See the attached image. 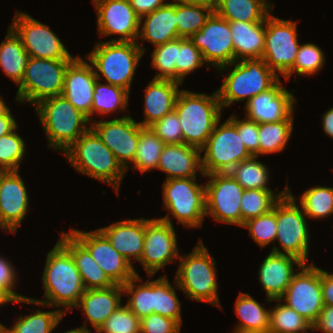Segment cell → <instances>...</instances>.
<instances>
[{
	"label": "cell",
	"mask_w": 333,
	"mask_h": 333,
	"mask_svg": "<svg viewBox=\"0 0 333 333\" xmlns=\"http://www.w3.org/2000/svg\"><path fill=\"white\" fill-rule=\"evenodd\" d=\"M42 282L44 300L26 297L12 302L64 307L71 311L86 290L73 257L59 241L47 254Z\"/></svg>",
	"instance_id": "1"
},
{
	"label": "cell",
	"mask_w": 333,
	"mask_h": 333,
	"mask_svg": "<svg viewBox=\"0 0 333 333\" xmlns=\"http://www.w3.org/2000/svg\"><path fill=\"white\" fill-rule=\"evenodd\" d=\"M63 153L75 170L103 181L119 192L126 170L91 128Z\"/></svg>",
	"instance_id": "2"
},
{
	"label": "cell",
	"mask_w": 333,
	"mask_h": 333,
	"mask_svg": "<svg viewBox=\"0 0 333 333\" xmlns=\"http://www.w3.org/2000/svg\"><path fill=\"white\" fill-rule=\"evenodd\" d=\"M217 90L211 96L181 90L175 103V111L183 132V143L202 149L216 123L221 119Z\"/></svg>",
	"instance_id": "3"
},
{
	"label": "cell",
	"mask_w": 333,
	"mask_h": 333,
	"mask_svg": "<svg viewBox=\"0 0 333 333\" xmlns=\"http://www.w3.org/2000/svg\"><path fill=\"white\" fill-rule=\"evenodd\" d=\"M35 110L48 138L49 148L56 151L60 149L64 152L91 128L87 127L90 122L88 117L63 95L40 101Z\"/></svg>",
	"instance_id": "4"
},
{
	"label": "cell",
	"mask_w": 333,
	"mask_h": 333,
	"mask_svg": "<svg viewBox=\"0 0 333 333\" xmlns=\"http://www.w3.org/2000/svg\"><path fill=\"white\" fill-rule=\"evenodd\" d=\"M145 50L139 42L106 41L95 44L85 57L98 80L103 75L107 83L130 93L133 76Z\"/></svg>",
	"instance_id": "5"
},
{
	"label": "cell",
	"mask_w": 333,
	"mask_h": 333,
	"mask_svg": "<svg viewBox=\"0 0 333 333\" xmlns=\"http://www.w3.org/2000/svg\"><path fill=\"white\" fill-rule=\"evenodd\" d=\"M223 79V84L217 89L220 105L230 107L232 103L245 101L272 88L280 76L275 73L265 61L260 59H243L222 66L216 70L226 71V67L232 68Z\"/></svg>",
	"instance_id": "6"
},
{
	"label": "cell",
	"mask_w": 333,
	"mask_h": 333,
	"mask_svg": "<svg viewBox=\"0 0 333 333\" xmlns=\"http://www.w3.org/2000/svg\"><path fill=\"white\" fill-rule=\"evenodd\" d=\"M208 252L199 240L191 253L180 254L174 282L190 300L219 306L216 261Z\"/></svg>",
	"instance_id": "7"
},
{
	"label": "cell",
	"mask_w": 333,
	"mask_h": 333,
	"mask_svg": "<svg viewBox=\"0 0 333 333\" xmlns=\"http://www.w3.org/2000/svg\"><path fill=\"white\" fill-rule=\"evenodd\" d=\"M73 60L29 57L16 100L36 105L46 98L62 95L65 71Z\"/></svg>",
	"instance_id": "8"
},
{
	"label": "cell",
	"mask_w": 333,
	"mask_h": 333,
	"mask_svg": "<svg viewBox=\"0 0 333 333\" xmlns=\"http://www.w3.org/2000/svg\"><path fill=\"white\" fill-rule=\"evenodd\" d=\"M290 188L287 185V192L276 202V240L284 252H281L275 244L273 253L286 254L297 257L307 264L309 249V228L306 222V215L302 207L299 209Z\"/></svg>",
	"instance_id": "9"
},
{
	"label": "cell",
	"mask_w": 333,
	"mask_h": 333,
	"mask_svg": "<svg viewBox=\"0 0 333 333\" xmlns=\"http://www.w3.org/2000/svg\"><path fill=\"white\" fill-rule=\"evenodd\" d=\"M219 122L220 120L201 149V153L205 152L204 156H201L204 175L229 172L239 162L252 157L242 142L236 126L229 119L220 126Z\"/></svg>",
	"instance_id": "10"
},
{
	"label": "cell",
	"mask_w": 333,
	"mask_h": 333,
	"mask_svg": "<svg viewBox=\"0 0 333 333\" xmlns=\"http://www.w3.org/2000/svg\"><path fill=\"white\" fill-rule=\"evenodd\" d=\"M196 177L165 180L164 207L187 228L203 225L206 216L205 184L198 185Z\"/></svg>",
	"instance_id": "11"
},
{
	"label": "cell",
	"mask_w": 333,
	"mask_h": 333,
	"mask_svg": "<svg viewBox=\"0 0 333 333\" xmlns=\"http://www.w3.org/2000/svg\"><path fill=\"white\" fill-rule=\"evenodd\" d=\"M170 214L157 219H145V238L140 263L148 276H155L156 272L179 259L177 235L170 220Z\"/></svg>",
	"instance_id": "12"
},
{
	"label": "cell",
	"mask_w": 333,
	"mask_h": 333,
	"mask_svg": "<svg viewBox=\"0 0 333 333\" xmlns=\"http://www.w3.org/2000/svg\"><path fill=\"white\" fill-rule=\"evenodd\" d=\"M205 183L206 216L241 227V198L244 189L229 172L211 173Z\"/></svg>",
	"instance_id": "13"
},
{
	"label": "cell",
	"mask_w": 333,
	"mask_h": 333,
	"mask_svg": "<svg viewBox=\"0 0 333 333\" xmlns=\"http://www.w3.org/2000/svg\"><path fill=\"white\" fill-rule=\"evenodd\" d=\"M296 23L273 15L266 18L265 48L262 59L275 73L285 75L294 65L300 48Z\"/></svg>",
	"instance_id": "14"
},
{
	"label": "cell",
	"mask_w": 333,
	"mask_h": 333,
	"mask_svg": "<svg viewBox=\"0 0 333 333\" xmlns=\"http://www.w3.org/2000/svg\"><path fill=\"white\" fill-rule=\"evenodd\" d=\"M280 299H284L286 301L284 304L294 309L313 325L324 307L321 269L316 267L314 263L309 266L304 264L293 276L292 281Z\"/></svg>",
	"instance_id": "15"
},
{
	"label": "cell",
	"mask_w": 333,
	"mask_h": 333,
	"mask_svg": "<svg viewBox=\"0 0 333 333\" xmlns=\"http://www.w3.org/2000/svg\"><path fill=\"white\" fill-rule=\"evenodd\" d=\"M9 27L20 38L29 57L44 59H75L62 41L49 28L25 12H17Z\"/></svg>",
	"instance_id": "16"
},
{
	"label": "cell",
	"mask_w": 333,
	"mask_h": 333,
	"mask_svg": "<svg viewBox=\"0 0 333 333\" xmlns=\"http://www.w3.org/2000/svg\"><path fill=\"white\" fill-rule=\"evenodd\" d=\"M202 53L204 62L215 69L234 62V46L229 21L211 14L200 31L189 38Z\"/></svg>",
	"instance_id": "17"
},
{
	"label": "cell",
	"mask_w": 333,
	"mask_h": 333,
	"mask_svg": "<svg viewBox=\"0 0 333 333\" xmlns=\"http://www.w3.org/2000/svg\"><path fill=\"white\" fill-rule=\"evenodd\" d=\"M70 233L89 251L94 261L115 284L124 285L135 275H139L99 229L90 232L70 229Z\"/></svg>",
	"instance_id": "18"
},
{
	"label": "cell",
	"mask_w": 333,
	"mask_h": 333,
	"mask_svg": "<svg viewBox=\"0 0 333 333\" xmlns=\"http://www.w3.org/2000/svg\"><path fill=\"white\" fill-rule=\"evenodd\" d=\"M91 129L113 152L122 167L128 170V163L133 162L136 154L140 124L135 122L130 115L122 116L108 121H93Z\"/></svg>",
	"instance_id": "19"
},
{
	"label": "cell",
	"mask_w": 333,
	"mask_h": 333,
	"mask_svg": "<svg viewBox=\"0 0 333 333\" xmlns=\"http://www.w3.org/2000/svg\"><path fill=\"white\" fill-rule=\"evenodd\" d=\"M97 10V27L100 36L120 35L109 41L137 42L140 18L129 0H93Z\"/></svg>",
	"instance_id": "20"
},
{
	"label": "cell",
	"mask_w": 333,
	"mask_h": 333,
	"mask_svg": "<svg viewBox=\"0 0 333 333\" xmlns=\"http://www.w3.org/2000/svg\"><path fill=\"white\" fill-rule=\"evenodd\" d=\"M28 207L29 197L19 171H0V228L15 234Z\"/></svg>",
	"instance_id": "21"
},
{
	"label": "cell",
	"mask_w": 333,
	"mask_h": 333,
	"mask_svg": "<svg viewBox=\"0 0 333 333\" xmlns=\"http://www.w3.org/2000/svg\"><path fill=\"white\" fill-rule=\"evenodd\" d=\"M284 88L280 80L269 90L245 103L246 118L258 124L293 120L296 98Z\"/></svg>",
	"instance_id": "22"
},
{
	"label": "cell",
	"mask_w": 333,
	"mask_h": 333,
	"mask_svg": "<svg viewBox=\"0 0 333 333\" xmlns=\"http://www.w3.org/2000/svg\"><path fill=\"white\" fill-rule=\"evenodd\" d=\"M97 77L90 63L77 56L67 67L62 95L91 121V106Z\"/></svg>",
	"instance_id": "23"
},
{
	"label": "cell",
	"mask_w": 333,
	"mask_h": 333,
	"mask_svg": "<svg viewBox=\"0 0 333 333\" xmlns=\"http://www.w3.org/2000/svg\"><path fill=\"white\" fill-rule=\"evenodd\" d=\"M305 263L297 257L286 254L269 253L263 260L259 271V281L267 294V301L280 299L297 273L294 265L300 269Z\"/></svg>",
	"instance_id": "24"
},
{
	"label": "cell",
	"mask_w": 333,
	"mask_h": 333,
	"mask_svg": "<svg viewBox=\"0 0 333 333\" xmlns=\"http://www.w3.org/2000/svg\"><path fill=\"white\" fill-rule=\"evenodd\" d=\"M111 245L133 266V258L140 261L145 238V219H128L98 228Z\"/></svg>",
	"instance_id": "25"
},
{
	"label": "cell",
	"mask_w": 333,
	"mask_h": 333,
	"mask_svg": "<svg viewBox=\"0 0 333 333\" xmlns=\"http://www.w3.org/2000/svg\"><path fill=\"white\" fill-rule=\"evenodd\" d=\"M157 169L166 172V180L197 177L201 168V150L182 144H165L159 158Z\"/></svg>",
	"instance_id": "26"
},
{
	"label": "cell",
	"mask_w": 333,
	"mask_h": 333,
	"mask_svg": "<svg viewBox=\"0 0 333 333\" xmlns=\"http://www.w3.org/2000/svg\"><path fill=\"white\" fill-rule=\"evenodd\" d=\"M123 294V287L119 284L108 288L87 289L80 297L76 308L82 307L83 313L96 332L104 321L122 305Z\"/></svg>",
	"instance_id": "27"
},
{
	"label": "cell",
	"mask_w": 333,
	"mask_h": 333,
	"mask_svg": "<svg viewBox=\"0 0 333 333\" xmlns=\"http://www.w3.org/2000/svg\"><path fill=\"white\" fill-rule=\"evenodd\" d=\"M180 82L169 79H153L145 88V120L139 122L143 127H149L155 121L175 109Z\"/></svg>",
	"instance_id": "28"
},
{
	"label": "cell",
	"mask_w": 333,
	"mask_h": 333,
	"mask_svg": "<svg viewBox=\"0 0 333 333\" xmlns=\"http://www.w3.org/2000/svg\"><path fill=\"white\" fill-rule=\"evenodd\" d=\"M229 26L234 46V62L263 57L266 19L261 22L229 21Z\"/></svg>",
	"instance_id": "29"
},
{
	"label": "cell",
	"mask_w": 333,
	"mask_h": 333,
	"mask_svg": "<svg viewBox=\"0 0 333 333\" xmlns=\"http://www.w3.org/2000/svg\"><path fill=\"white\" fill-rule=\"evenodd\" d=\"M60 236L58 241L73 257L86 290L116 285L94 261L89 251L70 232L61 233Z\"/></svg>",
	"instance_id": "30"
},
{
	"label": "cell",
	"mask_w": 333,
	"mask_h": 333,
	"mask_svg": "<svg viewBox=\"0 0 333 333\" xmlns=\"http://www.w3.org/2000/svg\"><path fill=\"white\" fill-rule=\"evenodd\" d=\"M139 28L141 30L138 39L147 40L154 47L177 39L176 0L171 3L165 2L162 7L141 17Z\"/></svg>",
	"instance_id": "31"
},
{
	"label": "cell",
	"mask_w": 333,
	"mask_h": 333,
	"mask_svg": "<svg viewBox=\"0 0 333 333\" xmlns=\"http://www.w3.org/2000/svg\"><path fill=\"white\" fill-rule=\"evenodd\" d=\"M235 312L240 318L233 333H268L270 309H266L248 293L238 295Z\"/></svg>",
	"instance_id": "32"
},
{
	"label": "cell",
	"mask_w": 333,
	"mask_h": 333,
	"mask_svg": "<svg viewBox=\"0 0 333 333\" xmlns=\"http://www.w3.org/2000/svg\"><path fill=\"white\" fill-rule=\"evenodd\" d=\"M268 3V0H218L214 12L227 21L261 22L273 11Z\"/></svg>",
	"instance_id": "33"
},
{
	"label": "cell",
	"mask_w": 333,
	"mask_h": 333,
	"mask_svg": "<svg viewBox=\"0 0 333 333\" xmlns=\"http://www.w3.org/2000/svg\"><path fill=\"white\" fill-rule=\"evenodd\" d=\"M7 35L0 44V67L17 85L23 79L29 59L20 38L9 27Z\"/></svg>",
	"instance_id": "34"
},
{
	"label": "cell",
	"mask_w": 333,
	"mask_h": 333,
	"mask_svg": "<svg viewBox=\"0 0 333 333\" xmlns=\"http://www.w3.org/2000/svg\"><path fill=\"white\" fill-rule=\"evenodd\" d=\"M165 143L150 129L140 125L139 142L133 159L135 170L145 173L157 169Z\"/></svg>",
	"instance_id": "35"
},
{
	"label": "cell",
	"mask_w": 333,
	"mask_h": 333,
	"mask_svg": "<svg viewBox=\"0 0 333 333\" xmlns=\"http://www.w3.org/2000/svg\"><path fill=\"white\" fill-rule=\"evenodd\" d=\"M286 192L287 185L278 195L273 190L245 189L241 198V227L247 220L270 212Z\"/></svg>",
	"instance_id": "36"
},
{
	"label": "cell",
	"mask_w": 333,
	"mask_h": 333,
	"mask_svg": "<svg viewBox=\"0 0 333 333\" xmlns=\"http://www.w3.org/2000/svg\"><path fill=\"white\" fill-rule=\"evenodd\" d=\"M66 314L65 310H36L30 315L20 316L12 328L4 325L3 333H52Z\"/></svg>",
	"instance_id": "37"
},
{
	"label": "cell",
	"mask_w": 333,
	"mask_h": 333,
	"mask_svg": "<svg viewBox=\"0 0 333 333\" xmlns=\"http://www.w3.org/2000/svg\"><path fill=\"white\" fill-rule=\"evenodd\" d=\"M129 95L130 93L123 88L109 83L101 84L97 79L93 93L91 116L95 112L100 115H107L110 112H116V110L123 112L128 107Z\"/></svg>",
	"instance_id": "38"
},
{
	"label": "cell",
	"mask_w": 333,
	"mask_h": 333,
	"mask_svg": "<svg viewBox=\"0 0 333 333\" xmlns=\"http://www.w3.org/2000/svg\"><path fill=\"white\" fill-rule=\"evenodd\" d=\"M213 12L214 9L204 5L188 4L176 0L178 38H190L194 33L200 31Z\"/></svg>",
	"instance_id": "39"
},
{
	"label": "cell",
	"mask_w": 333,
	"mask_h": 333,
	"mask_svg": "<svg viewBox=\"0 0 333 333\" xmlns=\"http://www.w3.org/2000/svg\"><path fill=\"white\" fill-rule=\"evenodd\" d=\"M273 301H277V305L270 309L268 333H305L308 329L312 330V325L294 309L282 303L281 299Z\"/></svg>",
	"instance_id": "40"
},
{
	"label": "cell",
	"mask_w": 333,
	"mask_h": 333,
	"mask_svg": "<svg viewBox=\"0 0 333 333\" xmlns=\"http://www.w3.org/2000/svg\"><path fill=\"white\" fill-rule=\"evenodd\" d=\"M293 131V120L259 124V156L281 152Z\"/></svg>",
	"instance_id": "41"
},
{
	"label": "cell",
	"mask_w": 333,
	"mask_h": 333,
	"mask_svg": "<svg viewBox=\"0 0 333 333\" xmlns=\"http://www.w3.org/2000/svg\"><path fill=\"white\" fill-rule=\"evenodd\" d=\"M153 313L176 320L182 324L181 303L166 275L153 280Z\"/></svg>",
	"instance_id": "42"
},
{
	"label": "cell",
	"mask_w": 333,
	"mask_h": 333,
	"mask_svg": "<svg viewBox=\"0 0 333 333\" xmlns=\"http://www.w3.org/2000/svg\"><path fill=\"white\" fill-rule=\"evenodd\" d=\"M229 173L244 190H271L267 186L269 170L262 162L257 161V156L239 162Z\"/></svg>",
	"instance_id": "43"
},
{
	"label": "cell",
	"mask_w": 333,
	"mask_h": 333,
	"mask_svg": "<svg viewBox=\"0 0 333 333\" xmlns=\"http://www.w3.org/2000/svg\"><path fill=\"white\" fill-rule=\"evenodd\" d=\"M139 275H135L128 280L123 287V292L130 297L125 304L139 319L153 314V281L147 280L145 283ZM139 284H135V283Z\"/></svg>",
	"instance_id": "44"
},
{
	"label": "cell",
	"mask_w": 333,
	"mask_h": 333,
	"mask_svg": "<svg viewBox=\"0 0 333 333\" xmlns=\"http://www.w3.org/2000/svg\"><path fill=\"white\" fill-rule=\"evenodd\" d=\"M300 205L307 217H329L333 214V187L312 186L301 195Z\"/></svg>",
	"instance_id": "45"
},
{
	"label": "cell",
	"mask_w": 333,
	"mask_h": 333,
	"mask_svg": "<svg viewBox=\"0 0 333 333\" xmlns=\"http://www.w3.org/2000/svg\"><path fill=\"white\" fill-rule=\"evenodd\" d=\"M325 60L324 52L319 46L313 43L301 44L293 67L283 77L288 80L294 72L297 76L314 75L323 68Z\"/></svg>",
	"instance_id": "46"
},
{
	"label": "cell",
	"mask_w": 333,
	"mask_h": 333,
	"mask_svg": "<svg viewBox=\"0 0 333 333\" xmlns=\"http://www.w3.org/2000/svg\"><path fill=\"white\" fill-rule=\"evenodd\" d=\"M205 64L202 53L189 38H177L176 81L181 84L186 75Z\"/></svg>",
	"instance_id": "47"
},
{
	"label": "cell",
	"mask_w": 333,
	"mask_h": 333,
	"mask_svg": "<svg viewBox=\"0 0 333 333\" xmlns=\"http://www.w3.org/2000/svg\"><path fill=\"white\" fill-rule=\"evenodd\" d=\"M150 56L152 67L158 71L154 79L176 81L177 39L156 46Z\"/></svg>",
	"instance_id": "48"
},
{
	"label": "cell",
	"mask_w": 333,
	"mask_h": 333,
	"mask_svg": "<svg viewBox=\"0 0 333 333\" xmlns=\"http://www.w3.org/2000/svg\"><path fill=\"white\" fill-rule=\"evenodd\" d=\"M25 142L15 133L0 137V171H18L24 159Z\"/></svg>",
	"instance_id": "49"
},
{
	"label": "cell",
	"mask_w": 333,
	"mask_h": 333,
	"mask_svg": "<svg viewBox=\"0 0 333 333\" xmlns=\"http://www.w3.org/2000/svg\"><path fill=\"white\" fill-rule=\"evenodd\" d=\"M242 227L248 228L250 235L261 248L275 241L277 236L276 203L270 212L247 220Z\"/></svg>",
	"instance_id": "50"
},
{
	"label": "cell",
	"mask_w": 333,
	"mask_h": 333,
	"mask_svg": "<svg viewBox=\"0 0 333 333\" xmlns=\"http://www.w3.org/2000/svg\"><path fill=\"white\" fill-rule=\"evenodd\" d=\"M97 333H140V319L121 305L99 327Z\"/></svg>",
	"instance_id": "51"
},
{
	"label": "cell",
	"mask_w": 333,
	"mask_h": 333,
	"mask_svg": "<svg viewBox=\"0 0 333 333\" xmlns=\"http://www.w3.org/2000/svg\"><path fill=\"white\" fill-rule=\"evenodd\" d=\"M149 127L165 144L183 143V132L175 109Z\"/></svg>",
	"instance_id": "52"
},
{
	"label": "cell",
	"mask_w": 333,
	"mask_h": 333,
	"mask_svg": "<svg viewBox=\"0 0 333 333\" xmlns=\"http://www.w3.org/2000/svg\"><path fill=\"white\" fill-rule=\"evenodd\" d=\"M241 134L242 142L252 156L259 157V124L247 118L238 119L236 115L228 118Z\"/></svg>",
	"instance_id": "53"
},
{
	"label": "cell",
	"mask_w": 333,
	"mask_h": 333,
	"mask_svg": "<svg viewBox=\"0 0 333 333\" xmlns=\"http://www.w3.org/2000/svg\"><path fill=\"white\" fill-rule=\"evenodd\" d=\"M181 325L169 317L150 314L140 319V333H180Z\"/></svg>",
	"instance_id": "54"
},
{
	"label": "cell",
	"mask_w": 333,
	"mask_h": 333,
	"mask_svg": "<svg viewBox=\"0 0 333 333\" xmlns=\"http://www.w3.org/2000/svg\"><path fill=\"white\" fill-rule=\"evenodd\" d=\"M17 274L11 263L0 256V290L3 291L12 301L26 298L17 294L14 290L17 282Z\"/></svg>",
	"instance_id": "55"
},
{
	"label": "cell",
	"mask_w": 333,
	"mask_h": 333,
	"mask_svg": "<svg viewBox=\"0 0 333 333\" xmlns=\"http://www.w3.org/2000/svg\"><path fill=\"white\" fill-rule=\"evenodd\" d=\"M312 330H321L324 333H333V306L324 305Z\"/></svg>",
	"instance_id": "56"
},
{
	"label": "cell",
	"mask_w": 333,
	"mask_h": 333,
	"mask_svg": "<svg viewBox=\"0 0 333 333\" xmlns=\"http://www.w3.org/2000/svg\"><path fill=\"white\" fill-rule=\"evenodd\" d=\"M131 7L136 15L141 18L144 15L152 13L158 8L162 7L165 3L164 0H129Z\"/></svg>",
	"instance_id": "57"
},
{
	"label": "cell",
	"mask_w": 333,
	"mask_h": 333,
	"mask_svg": "<svg viewBox=\"0 0 333 333\" xmlns=\"http://www.w3.org/2000/svg\"><path fill=\"white\" fill-rule=\"evenodd\" d=\"M321 288L324 305L333 306V273L321 269Z\"/></svg>",
	"instance_id": "58"
},
{
	"label": "cell",
	"mask_w": 333,
	"mask_h": 333,
	"mask_svg": "<svg viewBox=\"0 0 333 333\" xmlns=\"http://www.w3.org/2000/svg\"><path fill=\"white\" fill-rule=\"evenodd\" d=\"M17 122L8 108L3 114H0V137L11 133L18 128Z\"/></svg>",
	"instance_id": "59"
},
{
	"label": "cell",
	"mask_w": 333,
	"mask_h": 333,
	"mask_svg": "<svg viewBox=\"0 0 333 333\" xmlns=\"http://www.w3.org/2000/svg\"><path fill=\"white\" fill-rule=\"evenodd\" d=\"M322 127L328 136L333 138V107L323 114Z\"/></svg>",
	"instance_id": "60"
},
{
	"label": "cell",
	"mask_w": 333,
	"mask_h": 333,
	"mask_svg": "<svg viewBox=\"0 0 333 333\" xmlns=\"http://www.w3.org/2000/svg\"><path fill=\"white\" fill-rule=\"evenodd\" d=\"M183 3H188V4H195V5H204L207 7H210L212 9H215L218 0H177Z\"/></svg>",
	"instance_id": "61"
},
{
	"label": "cell",
	"mask_w": 333,
	"mask_h": 333,
	"mask_svg": "<svg viewBox=\"0 0 333 333\" xmlns=\"http://www.w3.org/2000/svg\"><path fill=\"white\" fill-rule=\"evenodd\" d=\"M64 333H90L88 327L86 325L82 326V327H78L69 331H66Z\"/></svg>",
	"instance_id": "62"
},
{
	"label": "cell",
	"mask_w": 333,
	"mask_h": 333,
	"mask_svg": "<svg viewBox=\"0 0 333 333\" xmlns=\"http://www.w3.org/2000/svg\"><path fill=\"white\" fill-rule=\"evenodd\" d=\"M9 302L12 303V300L3 291L0 290V306Z\"/></svg>",
	"instance_id": "63"
},
{
	"label": "cell",
	"mask_w": 333,
	"mask_h": 333,
	"mask_svg": "<svg viewBox=\"0 0 333 333\" xmlns=\"http://www.w3.org/2000/svg\"><path fill=\"white\" fill-rule=\"evenodd\" d=\"M9 107L6 106V103L0 97V114H3Z\"/></svg>",
	"instance_id": "64"
},
{
	"label": "cell",
	"mask_w": 333,
	"mask_h": 333,
	"mask_svg": "<svg viewBox=\"0 0 333 333\" xmlns=\"http://www.w3.org/2000/svg\"><path fill=\"white\" fill-rule=\"evenodd\" d=\"M4 325L0 322V333H3Z\"/></svg>",
	"instance_id": "65"
}]
</instances>
